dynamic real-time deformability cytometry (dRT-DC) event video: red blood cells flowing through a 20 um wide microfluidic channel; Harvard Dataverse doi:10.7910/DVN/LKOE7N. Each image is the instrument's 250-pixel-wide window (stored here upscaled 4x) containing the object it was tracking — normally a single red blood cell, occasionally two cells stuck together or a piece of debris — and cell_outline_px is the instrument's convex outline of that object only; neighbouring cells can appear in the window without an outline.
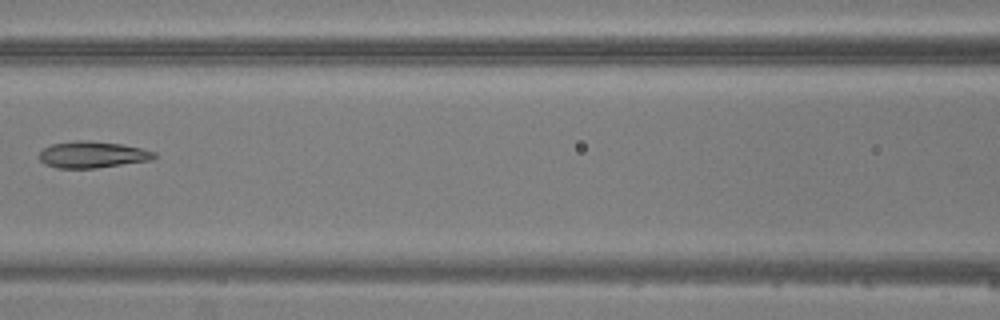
{"species": "common noctule bat (a hibernating species)", "species_latin": "Nyctalus noctula", "temperature_condition": "warm", "stored_images_in_passage": 7, "camera_frame_rate_fps": 3000, "um_per_image_px": 0.085, "animal": {"sex": "male", "body_mass_g": 20.5, "forearm_length_mm": 52.5}, "frame": {"image": 1, "passage_image": 6, "time_ms": 6.667, "image_size_px": [1000, 320], "cell_outline_px": [[156, 156], [152, 160], [96, 168], [56, 168], [44, 164], [40, 160], [40, 152], [44, 148], [52, 144], [76, 140], [84, 140], [120, 144], [140, 148], [156, 152]], "centroid_in_image_um": [7.85, 13.15], "position_along_channel_um": 158.8, "area_um2": 17.69}}
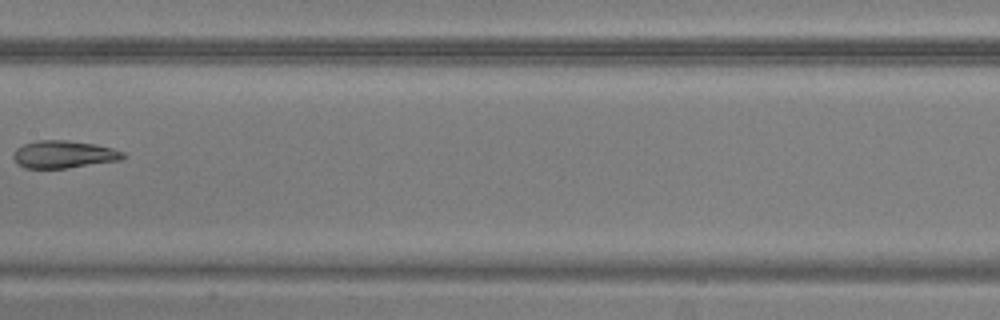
{"frame": {"image": 2, "passage_image": 7, "time_ms": 7.667, "image_size_px": [1000, 320], "cell_outline_px": [[128, 156], [124, 160], [68, 168], [24, 168], [12, 156], [12, 152], [16, 148], [24, 144], [36, 140], [64, 140], [96, 144], [112, 148], [124, 152]], "centroid_in_image_um": [5.47, 13.12], "position_along_channel_um": 201.9, "area_um2": 17.8}}